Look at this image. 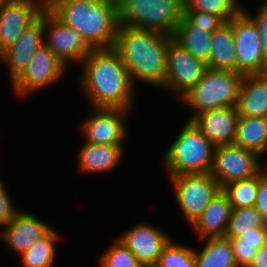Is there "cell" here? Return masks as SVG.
Segmentation results:
<instances>
[{"instance_id": "6da1fadb", "label": "cell", "mask_w": 267, "mask_h": 267, "mask_svg": "<svg viewBox=\"0 0 267 267\" xmlns=\"http://www.w3.org/2000/svg\"><path fill=\"white\" fill-rule=\"evenodd\" d=\"M81 63L79 84L91 108L132 110L134 85L114 48L92 50Z\"/></svg>"}, {"instance_id": "7a4b0ae2", "label": "cell", "mask_w": 267, "mask_h": 267, "mask_svg": "<svg viewBox=\"0 0 267 267\" xmlns=\"http://www.w3.org/2000/svg\"><path fill=\"white\" fill-rule=\"evenodd\" d=\"M172 36L120 25L114 49L120 54L131 82L163 87L167 74V47Z\"/></svg>"}, {"instance_id": "3957f363", "label": "cell", "mask_w": 267, "mask_h": 267, "mask_svg": "<svg viewBox=\"0 0 267 267\" xmlns=\"http://www.w3.org/2000/svg\"><path fill=\"white\" fill-rule=\"evenodd\" d=\"M46 7L93 50L114 48L120 26L117 0H46Z\"/></svg>"}, {"instance_id": "277c9868", "label": "cell", "mask_w": 267, "mask_h": 267, "mask_svg": "<svg viewBox=\"0 0 267 267\" xmlns=\"http://www.w3.org/2000/svg\"><path fill=\"white\" fill-rule=\"evenodd\" d=\"M215 146L187 120L163 156L169 177L181 174L210 173Z\"/></svg>"}, {"instance_id": "5b68a950", "label": "cell", "mask_w": 267, "mask_h": 267, "mask_svg": "<svg viewBox=\"0 0 267 267\" xmlns=\"http://www.w3.org/2000/svg\"><path fill=\"white\" fill-rule=\"evenodd\" d=\"M119 25L174 35L183 19L184 0H117Z\"/></svg>"}, {"instance_id": "8992f818", "label": "cell", "mask_w": 267, "mask_h": 267, "mask_svg": "<svg viewBox=\"0 0 267 267\" xmlns=\"http://www.w3.org/2000/svg\"><path fill=\"white\" fill-rule=\"evenodd\" d=\"M242 73L207 68L197 84L181 99L194 111L192 120L204 111L237 105Z\"/></svg>"}, {"instance_id": "52a82bcc", "label": "cell", "mask_w": 267, "mask_h": 267, "mask_svg": "<svg viewBox=\"0 0 267 267\" xmlns=\"http://www.w3.org/2000/svg\"><path fill=\"white\" fill-rule=\"evenodd\" d=\"M169 178L176 201L190 225L201 216L221 189L211 173L181 174Z\"/></svg>"}, {"instance_id": "ba28073f", "label": "cell", "mask_w": 267, "mask_h": 267, "mask_svg": "<svg viewBox=\"0 0 267 267\" xmlns=\"http://www.w3.org/2000/svg\"><path fill=\"white\" fill-rule=\"evenodd\" d=\"M243 8L230 21L232 22L237 72L243 75L263 74L267 63L262 53V46L257 25Z\"/></svg>"}, {"instance_id": "9c48e42d", "label": "cell", "mask_w": 267, "mask_h": 267, "mask_svg": "<svg viewBox=\"0 0 267 267\" xmlns=\"http://www.w3.org/2000/svg\"><path fill=\"white\" fill-rule=\"evenodd\" d=\"M259 154L235 144L214 149L211 175L222 189L228 183L246 179L262 170Z\"/></svg>"}, {"instance_id": "30bf717a", "label": "cell", "mask_w": 267, "mask_h": 267, "mask_svg": "<svg viewBox=\"0 0 267 267\" xmlns=\"http://www.w3.org/2000/svg\"><path fill=\"white\" fill-rule=\"evenodd\" d=\"M67 66L44 44L38 48L26 69L11 84L16 96H26L61 79ZM49 85V86H48Z\"/></svg>"}, {"instance_id": "8fae6325", "label": "cell", "mask_w": 267, "mask_h": 267, "mask_svg": "<svg viewBox=\"0 0 267 267\" xmlns=\"http://www.w3.org/2000/svg\"><path fill=\"white\" fill-rule=\"evenodd\" d=\"M167 74L164 86L182 98L202 78L207 65L194 57L173 37L167 47Z\"/></svg>"}, {"instance_id": "7c38bea8", "label": "cell", "mask_w": 267, "mask_h": 267, "mask_svg": "<svg viewBox=\"0 0 267 267\" xmlns=\"http://www.w3.org/2000/svg\"><path fill=\"white\" fill-rule=\"evenodd\" d=\"M45 45L65 65L81 62L93 49L83 36L61 22L47 7L44 8Z\"/></svg>"}, {"instance_id": "4fadbf2b", "label": "cell", "mask_w": 267, "mask_h": 267, "mask_svg": "<svg viewBox=\"0 0 267 267\" xmlns=\"http://www.w3.org/2000/svg\"><path fill=\"white\" fill-rule=\"evenodd\" d=\"M92 109L93 113L81 122L84 141L94 145L122 146L128 131L125 118L130 111L119 108Z\"/></svg>"}, {"instance_id": "5bb4252c", "label": "cell", "mask_w": 267, "mask_h": 267, "mask_svg": "<svg viewBox=\"0 0 267 267\" xmlns=\"http://www.w3.org/2000/svg\"><path fill=\"white\" fill-rule=\"evenodd\" d=\"M46 7V0H18L0 4V54L11 46Z\"/></svg>"}, {"instance_id": "9a60e30c", "label": "cell", "mask_w": 267, "mask_h": 267, "mask_svg": "<svg viewBox=\"0 0 267 267\" xmlns=\"http://www.w3.org/2000/svg\"><path fill=\"white\" fill-rule=\"evenodd\" d=\"M44 9L21 36L1 53V60L8 65L11 84L26 69L35 51L44 45Z\"/></svg>"}, {"instance_id": "2e32d148", "label": "cell", "mask_w": 267, "mask_h": 267, "mask_svg": "<svg viewBox=\"0 0 267 267\" xmlns=\"http://www.w3.org/2000/svg\"><path fill=\"white\" fill-rule=\"evenodd\" d=\"M167 233L159 227L147 223H138L118 238L134 254L143 266H154L164 246L170 241Z\"/></svg>"}, {"instance_id": "e0dca14e", "label": "cell", "mask_w": 267, "mask_h": 267, "mask_svg": "<svg viewBox=\"0 0 267 267\" xmlns=\"http://www.w3.org/2000/svg\"><path fill=\"white\" fill-rule=\"evenodd\" d=\"M53 227L27 211L18 210L13 219L1 231V238L16 253L21 255L43 238Z\"/></svg>"}, {"instance_id": "ac0fdd59", "label": "cell", "mask_w": 267, "mask_h": 267, "mask_svg": "<svg viewBox=\"0 0 267 267\" xmlns=\"http://www.w3.org/2000/svg\"><path fill=\"white\" fill-rule=\"evenodd\" d=\"M239 116L233 106L204 111L191 121L217 147L234 144Z\"/></svg>"}, {"instance_id": "d6986e66", "label": "cell", "mask_w": 267, "mask_h": 267, "mask_svg": "<svg viewBox=\"0 0 267 267\" xmlns=\"http://www.w3.org/2000/svg\"><path fill=\"white\" fill-rule=\"evenodd\" d=\"M232 206L228 195L220 189L201 216L191 225L199 240L224 237L231 216Z\"/></svg>"}, {"instance_id": "ffe728a7", "label": "cell", "mask_w": 267, "mask_h": 267, "mask_svg": "<svg viewBox=\"0 0 267 267\" xmlns=\"http://www.w3.org/2000/svg\"><path fill=\"white\" fill-rule=\"evenodd\" d=\"M236 107L239 115L267 118V77L264 74L243 76Z\"/></svg>"}, {"instance_id": "44dd1931", "label": "cell", "mask_w": 267, "mask_h": 267, "mask_svg": "<svg viewBox=\"0 0 267 267\" xmlns=\"http://www.w3.org/2000/svg\"><path fill=\"white\" fill-rule=\"evenodd\" d=\"M123 146L94 145L84 142L78 152V169L83 173H106L115 169L123 157Z\"/></svg>"}, {"instance_id": "7402d4cb", "label": "cell", "mask_w": 267, "mask_h": 267, "mask_svg": "<svg viewBox=\"0 0 267 267\" xmlns=\"http://www.w3.org/2000/svg\"><path fill=\"white\" fill-rule=\"evenodd\" d=\"M207 68L237 72L232 22L223 23L211 35V52Z\"/></svg>"}, {"instance_id": "603a6c76", "label": "cell", "mask_w": 267, "mask_h": 267, "mask_svg": "<svg viewBox=\"0 0 267 267\" xmlns=\"http://www.w3.org/2000/svg\"><path fill=\"white\" fill-rule=\"evenodd\" d=\"M234 144L259 155L267 152V118L240 115Z\"/></svg>"}, {"instance_id": "cb8c5ba5", "label": "cell", "mask_w": 267, "mask_h": 267, "mask_svg": "<svg viewBox=\"0 0 267 267\" xmlns=\"http://www.w3.org/2000/svg\"><path fill=\"white\" fill-rule=\"evenodd\" d=\"M204 247L194 249L196 267H237L230 239L225 237H208Z\"/></svg>"}, {"instance_id": "d4e9b609", "label": "cell", "mask_w": 267, "mask_h": 267, "mask_svg": "<svg viewBox=\"0 0 267 267\" xmlns=\"http://www.w3.org/2000/svg\"><path fill=\"white\" fill-rule=\"evenodd\" d=\"M211 35L205 30L193 27L184 17L173 35V38L180 43L194 57L209 62L211 52Z\"/></svg>"}, {"instance_id": "484cf974", "label": "cell", "mask_w": 267, "mask_h": 267, "mask_svg": "<svg viewBox=\"0 0 267 267\" xmlns=\"http://www.w3.org/2000/svg\"><path fill=\"white\" fill-rule=\"evenodd\" d=\"M60 234L51 229L43 238L33 244L26 252L19 257L23 267H52L55 264L56 241Z\"/></svg>"}, {"instance_id": "4316f807", "label": "cell", "mask_w": 267, "mask_h": 267, "mask_svg": "<svg viewBox=\"0 0 267 267\" xmlns=\"http://www.w3.org/2000/svg\"><path fill=\"white\" fill-rule=\"evenodd\" d=\"M267 225L255 206L232 209L225 238L237 239L254 228Z\"/></svg>"}, {"instance_id": "83f0119b", "label": "cell", "mask_w": 267, "mask_h": 267, "mask_svg": "<svg viewBox=\"0 0 267 267\" xmlns=\"http://www.w3.org/2000/svg\"><path fill=\"white\" fill-rule=\"evenodd\" d=\"M259 173L252 177L228 183L222 190L228 195L232 209L255 205Z\"/></svg>"}, {"instance_id": "f1b7e54d", "label": "cell", "mask_w": 267, "mask_h": 267, "mask_svg": "<svg viewBox=\"0 0 267 267\" xmlns=\"http://www.w3.org/2000/svg\"><path fill=\"white\" fill-rule=\"evenodd\" d=\"M184 11H201L230 21L243 8L237 0H184Z\"/></svg>"}, {"instance_id": "f546056e", "label": "cell", "mask_w": 267, "mask_h": 267, "mask_svg": "<svg viewBox=\"0 0 267 267\" xmlns=\"http://www.w3.org/2000/svg\"><path fill=\"white\" fill-rule=\"evenodd\" d=\"M155 267H196L194 248L170 241L164 246Z\"/></svg>"}, {"instance_id": "4dcf8cb0", "label": "cell", "mask_w": 267, "mask_h": 267, "mask_svg": "<svg viewBox=\"0 0 267 267\" xmlns=\"http://www.w3.org/2000/svg\"><path fill=\"white\" fill-rule=\"evenodd\" d=\"M98 262L100 267H143L119 238L107 248Z\"/></svg>"}, {"instance_id": "1f68e13d", "label": "cell", "mask_w": 267, "mask_h": 267, "mask_svg": "<svg viewBox=\"0 0 267 267\" xmlns=\"http://www.w3.org/2000/svg\"><path fill=\"white\" fill-rule=\"evenodd\" d=\"M183 17L193 27H198L208 33H213L225 23L220 17L201 11H184Z\"/></svg>"}, {"instance_id": "d6a6232c", "label": "cell", "mask_w": 267, "mask_h": 267, "mask_svg": "<svg viewBox=\"0 0 267 267\" xmlns=\"http://www.w3.org/2000/svg\"><path fill=\"white\" fill-rule=\"evenodd\" d=\"M231 245L255 246L256 249L267 244V225L257 227L237 239H230Z\"/></svg>"}, {"instance_id": "836d02e7", "label": "cell", "mask_w": 267, "mask_h": 267, "mask_svg": "<svg viewBox=\"0 0 267 267\" xmlns=\"http://www.w3.org/2000/svg\"><path fill=\"white\" fill-rule=\"evenodd\" d=\"M18 209H15L13 202L5 188V185L0 180V226L7 225L15 216Z\"/></svg>"}, {"instance_id": "e575fe53", "label": "cell", "mask_w": 267, "mask_h": 267, "mask_svg": "<svg viewBox=\"0 0 267 267\" xmlns=\"http://www.w3.org/2000/svg\"><path fill=\"white\" fill-rule=\"evenodd\" d=\"M249 16L257 25L262 46V53L265 58V62L267 63V4L263 2V5H261L259 10H257V14Z\"/></svg>"}, {"instance_id": "d590c367", "label": "cell", "mask_w": 267, "mask_h": 267, "mask_svg": "<svg viewBox=\"0 0 267 267\" xmlns=\"http://www.w3.org/2000/svg\"><path fill=\"white\" fill-rule=\"evenodd\" d=\"M254 206L267 224V175L263 169L259 172V186Z\"/></svg>"}, {"instance_id": "8d00e7d4", "label": "cell", "mask_w": 267, "mask_h": 267, "mask_svg": "<svg viewBox=\"0 0 267 267\" xmlns=\"http://www.w3.org/2000/svg\"><path fill=\"white\" fill-rule=\"evenodd\" d=\"M237 267H249L257 251L255 246L232 245Z\"/></svg>"}, {"instance_id": "74e56055", "label": "cell", "mask_w": 267, "mask_h": 267, "mask_svg": "<svg viewBox=\"0 0 267 267\" xmlns=\"http://www.w3.org/2000/svg\"><path fill=\"white\" fill-rule=\"evenodd\" d=\"M249 267H267V244L257 249Z\"/></svg>"}, {"instance_id": "f35d334b", "label": "cell", "mask_w": 267, "mask_h": 267, "mask_svg": "<svg viewBox=\"0 0 267 267\" xmlns=\"http://www.w3.org/2000/svg\"><path fill=\"white\" fill-rule=\"evenodd\" d=\"M14 1H18V0H0V4L1 3L14 2Z\"/></svg>"}, {"instance_id": "ab89813d", "label": "cell", "mask_w": 267, "mask_h": 267, "mask_svg": "<svg viewBox=\"0 0 267 267\" xmlns=\"http://www.w3.org/2000/svg\"><path fill=\"white\" fill-rule=\"evenodd\" d=\"M262 169H263L264 173L267 175V163H266V165L262 166Z\"/></svg>"}, {"instance_id": "60d3db41", "label": "cell", "mask_w": 267, "mask_h": 267, "mask_svg": "<svg viewBox=\"0 0 267 267\" xmlns=\"http://www.w3.org/2000/svg\"><path fill=\"white\" fill-rule=\"evenodd\" d=\"M263 74L267 77V66H266V69L264 70Z\"/></svg>"}]
</instances>
